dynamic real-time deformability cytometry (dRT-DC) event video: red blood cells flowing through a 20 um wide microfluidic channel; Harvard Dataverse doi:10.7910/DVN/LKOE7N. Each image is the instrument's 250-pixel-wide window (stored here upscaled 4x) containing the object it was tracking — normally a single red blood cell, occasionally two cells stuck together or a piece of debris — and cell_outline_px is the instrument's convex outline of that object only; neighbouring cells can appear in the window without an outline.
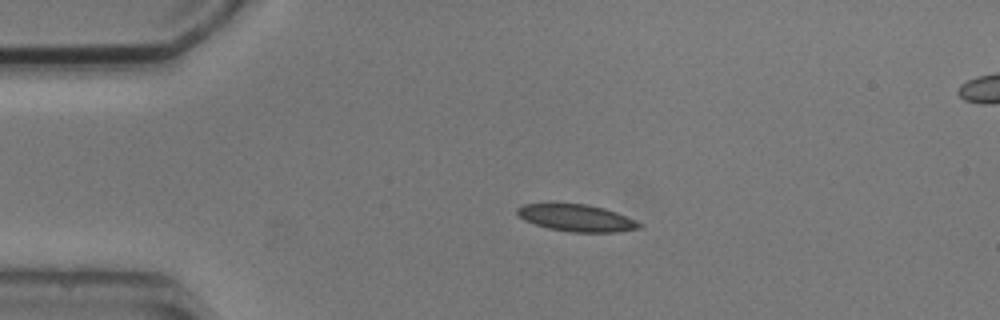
{"species": "common noctule bat (a hibernating species)", "species_latin": "Nyctalus noctula", "temperature_condition": "cold", "stored_images_in_passage": 3, "segment_of_instrument_passage": [1, 2], "camera_frame_rate_fps": 3000, "um_per_image_px": 0.085, "animal": {"sex": "male", "body_mass_g": 20.5, "forearm_length_mm": 52.5}, "frame": {"image": 1, "passage_image": 1, "time_ms": 0.0, "image_size_px": [1000, 320], "cell_outline_px": [[644, 224], [640, 228], [616, 232], [572, 232], [548, 228], [524, 220], [516, 212], [516, 208], [524, 204], [548, 200], [584, 204], [604, 208], [616, 212]], "centroid_in_image_um": [48.93, 18.47], "position_along_channel_um": 36.1, "area_um2": 19.83}}